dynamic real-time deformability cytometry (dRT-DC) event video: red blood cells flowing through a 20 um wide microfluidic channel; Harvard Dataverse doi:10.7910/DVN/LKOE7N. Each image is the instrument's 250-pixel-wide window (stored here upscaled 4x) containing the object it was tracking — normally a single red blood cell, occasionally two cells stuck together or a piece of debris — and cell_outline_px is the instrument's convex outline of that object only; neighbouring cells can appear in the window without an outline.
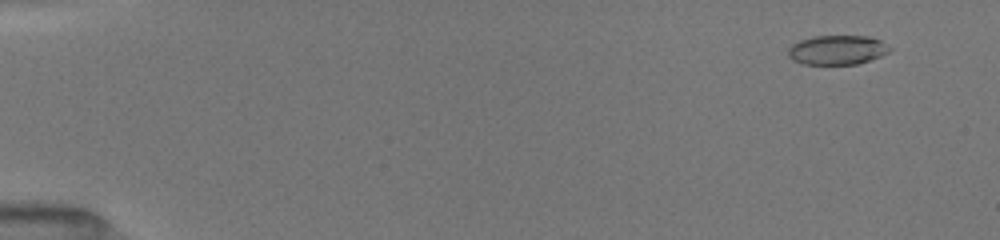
{"species": "common noctule bat (a hibernating species)", "species_latin": "Nyctalus noctula", "temperature_condition": "room temperature", "stored_images_in_passage": 52, "camera_frame_rate_fps": 3000, "um_per_image_px": 0.085, "animal": {"sex": "female", "body_mass_g": 19.5, "forearm_length_mm": 54.1}, "frame": {"image": 1, "passage_image": 4, "time_ms": 1.0, "image_size_px": [1000, 240], "cell_outline_px": [[892, 48], [888, 52], [880, 56], [856, 64], [804, 64], [792, 60], [788, 56], [788, 48], [792, 44], [800, 40], [812, 36], [868, 36], [880, 40]], "centroid_in_image_um": [71.13, 4.24], "position_along_channel_um": 13.9, "area_um2": 17.34}}
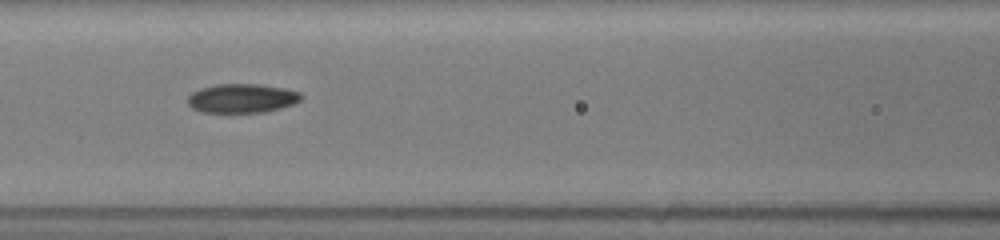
{"frame": {"image": 2, "passage_image": 24, "time_ms": 7.667, "image_size_px": [1000, 240], "cell_outline_px": [[304, 96], [300, 100], [292, 104], [280, 108], [264, 112], [204, 112], [192, 108], [188, 104], [188, 96], [192, 92], [200, 88], [216, 84], [256, 84], [284, 88], [300, 92]], "centroid_in_image_um": [20.56, 8.35], "position_along_channel_um": 146.0, "area_um2": 19.13}}
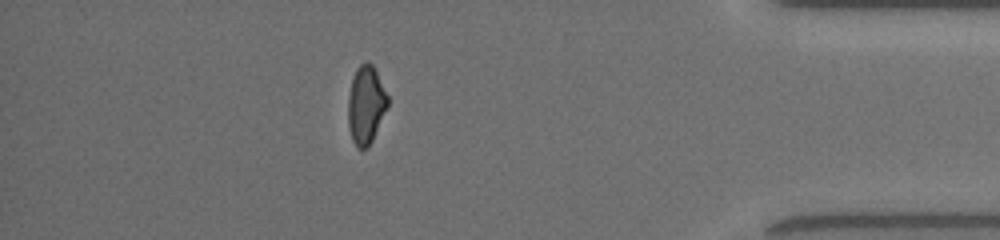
{"frame": {"image": 3, "passage_image": 46, "time_ms": 15.0, "image_size_px": [1000, 240], "cell_outline_px": [[388, 104], [372, 140], [368, 148], [360, 148], [352, 140], [348, 124], [348, 96], [352, 76], [356, 68], [364, 60], [368, 60], [372, 64], [388, 96]], "centroid_in_image_um": [31.08, 8.86], "position_along_channel_um": 404.1, "area_um2": 17.92}, "authors_computed_cell_mechanics": {"area_um2": 18.5538, "velocity_mm_per_s": 3.9961, "shape_relaxation_time_tau1_ms": 3.0448, "shape_relaxation_time_tau2_ms": 1.8579, "deformation_change_tau1": 0.1217, "deformation_change_tau2": 0.0596}}